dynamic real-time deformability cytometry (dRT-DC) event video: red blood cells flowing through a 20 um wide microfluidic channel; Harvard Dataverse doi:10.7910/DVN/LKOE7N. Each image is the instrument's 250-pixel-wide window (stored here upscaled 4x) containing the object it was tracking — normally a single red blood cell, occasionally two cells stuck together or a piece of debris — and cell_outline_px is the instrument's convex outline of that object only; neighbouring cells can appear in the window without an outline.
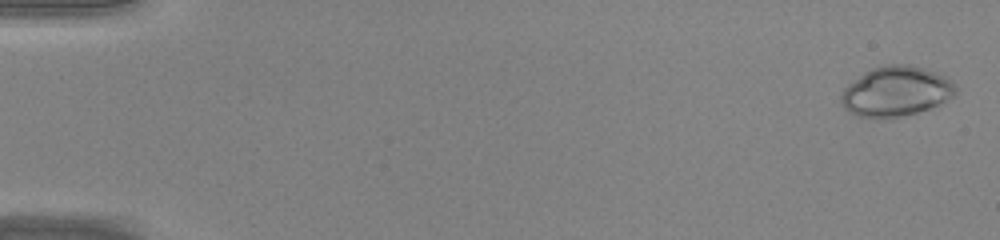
{"species": "common noctule bat (a hibernating species)", "species_latin": "Nyctalus noctula", "temperature_condition": "warm", "stored_images_in_passage": 46, "camera_frame_rate_fps": 3000, "um_per_image_px": 0.085, "animal": {"sex": "male", "body_mass_g": 20.0, "forearm_length_mm": 53.3}, "frame": {"image": 1, "passage_image": 2, "time_ms": 0.333, "image_size_px": [1000, 240], "cell_outline_px": [[956, 92], [952, 96], [932, 108], [900, 116], [876, 120], [856, 116], [848, 112], [844, 108], [840, 100], [840, 96], [844, 88], [848, 84], [864, 72], [872, 68], [888, 64], [908, 64], [924, 68], [936, 72], [952, 80], [956, 84]], "centroid_in_image_um": [76.13, 7.78], "position_along_channel_um": 8.9, "area_um2": 33.7}}
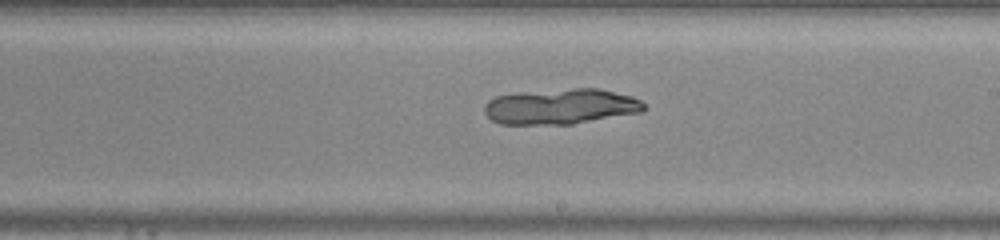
{"frame": {"image": 2, "passage_image": 28, "time_ms": 9.0, "image_size_px": [1000, 240], "cell_outline_px": [[644, 108], [640, 112], [572, 124], [500, 124], [492, 120], [484, 112], [484, 104], [488, 100], [496, 96], [516, 92], [572, 88], [600, 88], [632, 96], [640, 100], [644, 104]], "centroid_in_image_um": [47.62, 9.04], "position_along_channel_um": 241.4, "area_um2": 33.12}}
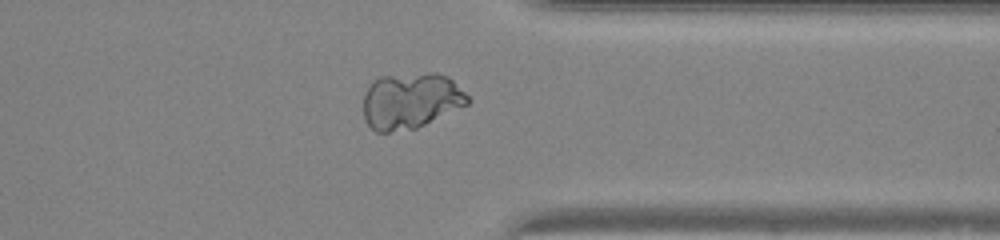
{"frame": {"image": 3, "passage_image": 37, "time_ms": 12.0, "image_size_px": [1000, 240], "cell_outline_px": [[472, 100], [468, 104], [416, 128], [388, 132], [376, 132], [364, 120], [364, 92], [372, 80], [380, 76], [428, 72], [436, 72], [448, 76]], "centroid_in_image_um": [34.89, 8.54], "position_along_channel_um": 376.5, "area_um2": 34.22}}